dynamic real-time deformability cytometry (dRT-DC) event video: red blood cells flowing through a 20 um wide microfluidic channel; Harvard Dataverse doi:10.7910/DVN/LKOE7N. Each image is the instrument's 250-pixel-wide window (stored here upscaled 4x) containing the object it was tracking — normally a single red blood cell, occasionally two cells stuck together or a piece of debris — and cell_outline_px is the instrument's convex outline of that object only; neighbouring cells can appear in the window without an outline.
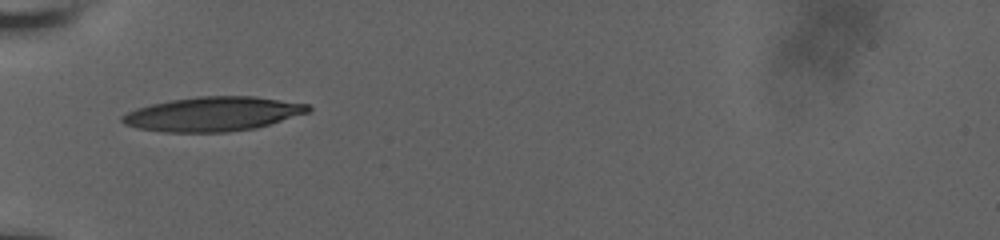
{"species": "human", "species_latin": "Homo sapiens", "temperature_condition": "room temperature", "stored_images_in_passage": 44, "camera_frame_rate_fps": 3000, "um_per_image_px": 0.085, "donor": {"sex": "male"}, "frame": {"image": 1, "passage_image": 1, "time_ms": 0.0, "image_size_px": [1000, 240], "cell_outline_px": [[312, 108], [308, 112], [256, 128], [228, 132], [164, 132], [136, 128], [124, 124], [120, 120], [120, 116], [136, 108], [152, 104], [172, 100], [196, 96], [256, 96], [308, 104]], "centroid_in_image_um": [18.07, 9.69], "position_along_channel_um": 66.9, "area_um2": 37.17}}
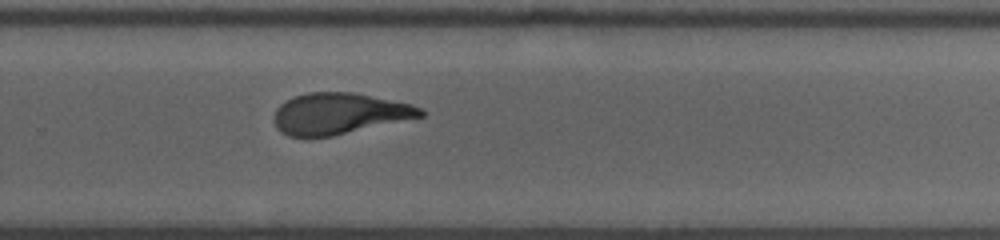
{"frame": {"image": 2, "passage_image": 23, "time_ms": 6.333, "image_size_px": [1000, 240], "cell_outline_px": [[424, 116], [332, 136], [288, 136], [280, 132], [276, 128], [276, 108], [280, 104], [296, 96], [308, 92], [352, 92], [412, 104], [420, 108], [424, 112]], "centroid_in_image_um": [28.84, 9.65], "position_along_channel_um": 301.0, "area_um2": 34.68}}
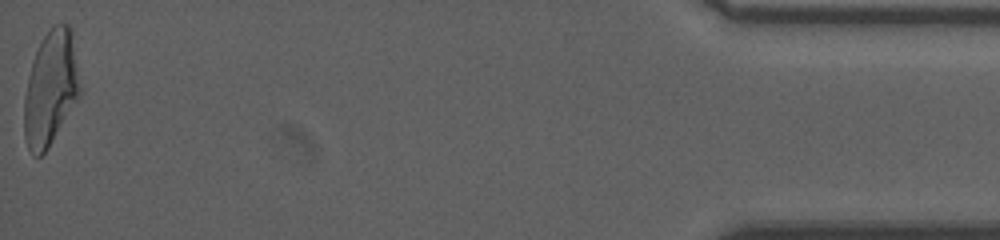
{"frame": {"image": 3, "passage_image": 44, "time_ms": 12.0, "image_size_px": [1000, 240], "cell_outline_px": [[84, 88], [80, 96], [48, 148], [40, 156], [36, 156], [28, 148], [24, 136], [24, 96], [28, 76], [32, 60], [44, 36], [52, 24], [68, 24], [72, 28]], "centroid_in_image_um": [4.36, 7.45], "position_along_channel_um": 430.8, "area_um2": 38.15}, "authors_computed_cell_mechanics": {"area_um2": 36.5007, "velocity_mm_per_s": 3.7863, "shape_relaxation_time_tau1_ms": 5.0292, "shape_relaxation_time_tau2_ms": 1.814, "deformation_change_tau1": 0.1981, "deformation_change_tau2": 0.1057}}